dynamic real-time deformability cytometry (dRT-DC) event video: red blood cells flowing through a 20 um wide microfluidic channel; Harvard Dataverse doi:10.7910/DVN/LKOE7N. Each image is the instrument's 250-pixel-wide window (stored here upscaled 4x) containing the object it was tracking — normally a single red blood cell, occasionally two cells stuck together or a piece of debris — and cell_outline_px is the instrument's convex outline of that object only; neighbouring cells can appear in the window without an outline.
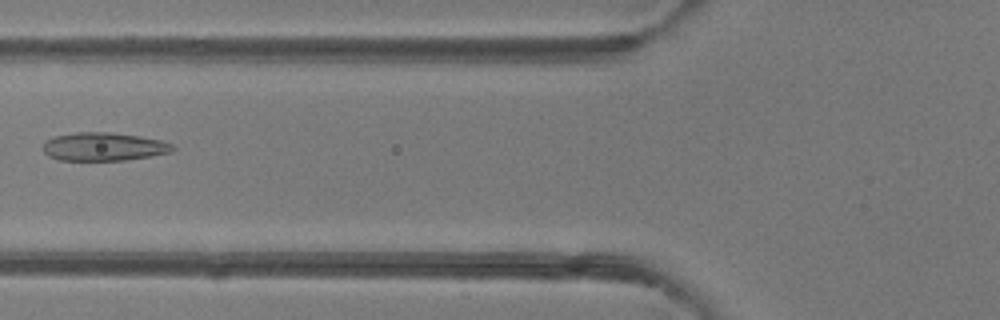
{"species": "common noctule bat (a hibernating species)", "species_latin": "Nyctalus noctula", "temperature_condition": "room temperature", "stored_images_in_passage": 6, "camera_frame_rate_fps": 3000, "um_per_image_px": 0.085, "animal": {"sex": "female"}, "frame": {"image": 1, "passage_image": 6, "time_ms": 5.667, "image_size_px": [1000, 320], "cell_outline_px": [[176, 148], [168, 152], [148, 156], [124, 160], [60, 160], [48, 156], [40, 148], [44, 140], [56, 136], [76, 132], [108, 132], [140, 136], [160, 140], [172, 144]], "centroid_in_image_um": [8.74, 12.46], "position_along_channel_um": 117.1, "area_um2": 21.33}}